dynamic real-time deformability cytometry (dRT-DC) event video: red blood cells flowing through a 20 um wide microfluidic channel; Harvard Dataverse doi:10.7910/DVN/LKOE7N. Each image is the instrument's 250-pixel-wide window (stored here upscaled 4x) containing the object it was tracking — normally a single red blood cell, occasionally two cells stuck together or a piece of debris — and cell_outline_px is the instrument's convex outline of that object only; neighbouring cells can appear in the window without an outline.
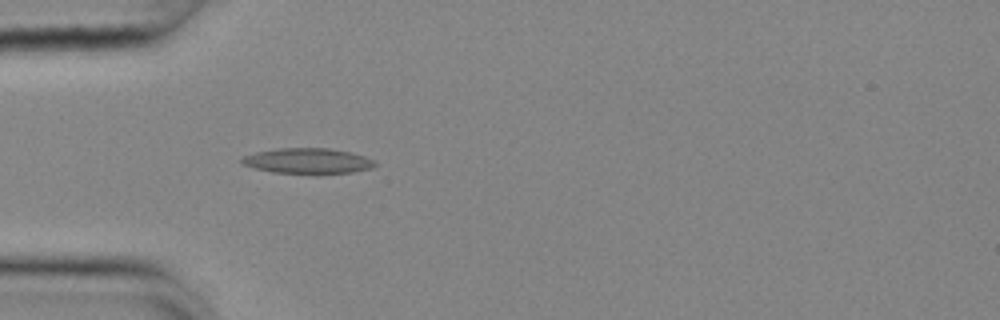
{"species": "common noctule bat (a hibernating species)", "species_latin": "Nyctalus noctula", "temperature_condition": "cold", "stored_images_in_passage": 54, "camera_frame_rate_fps": 3000, "um_per_image_px": 0.085, "animal": {"sex": "female", "body_mass_g": 25.1}, "frame": {"image": 1, "passage_image": 16, "time_ms": 5.0, "image_size_px": [1000, 320], "cell_outline_px": [[376, 164], [372, 168], [352, 172], [312, 176], [272, 172], [240, 164], [240, 160], [244, 156], [256, 152], [276, 148], [328, 148], [348, 152], [364, 156], [372, 160]], "centroid_in_image_um": [26.13, 13.71], "position_along_channel_um": 58.9, "area_um2": 20.29}}
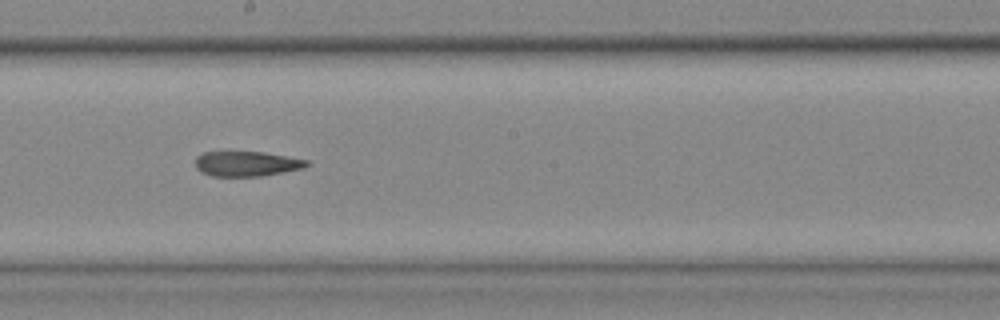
{"frame": {"image": 2, "passage_image": 30, "time_ms": 9.667, "image_size_px": [1000, 320], "cell_outline_px": [[312, 164], [304, 168], [260, 176], [212, 176], [200, 172], [196, 168], [196, 156], [204, 152], [264, 152], [308, 160]], "centroid_in_image_um": [20.97, 13.92], "position_along_channel_um": 227.2, "area_um2": 16.24}}
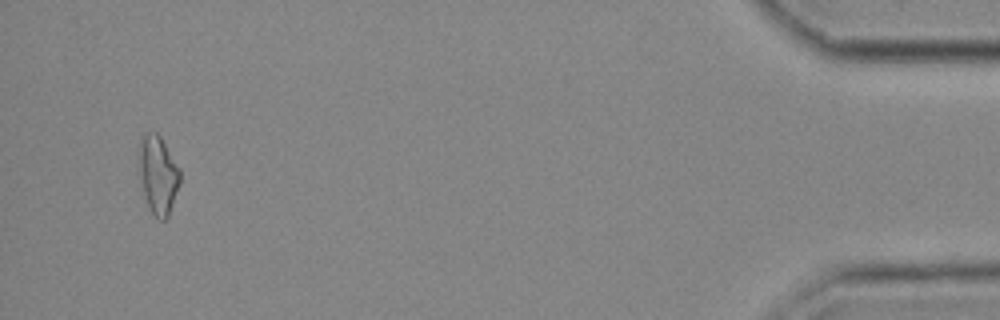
{"frame": {"image": 3, "passage_image": 52, "time_ms": 17.0, "image_size_px": [1000, 320], "cell_outline_px": [[180, 184], [168, 216], [164, 220], [160, 220], [152, 212], [144, 196], [136, 172], [136, 152], [140, 140], [144, 132], [156, 132], [160, 136], [180, 168]], "centroid_in_image_um": [13.37, 14.79], "position_along_channel_um": 421.8, "area_um2": 19.48}}